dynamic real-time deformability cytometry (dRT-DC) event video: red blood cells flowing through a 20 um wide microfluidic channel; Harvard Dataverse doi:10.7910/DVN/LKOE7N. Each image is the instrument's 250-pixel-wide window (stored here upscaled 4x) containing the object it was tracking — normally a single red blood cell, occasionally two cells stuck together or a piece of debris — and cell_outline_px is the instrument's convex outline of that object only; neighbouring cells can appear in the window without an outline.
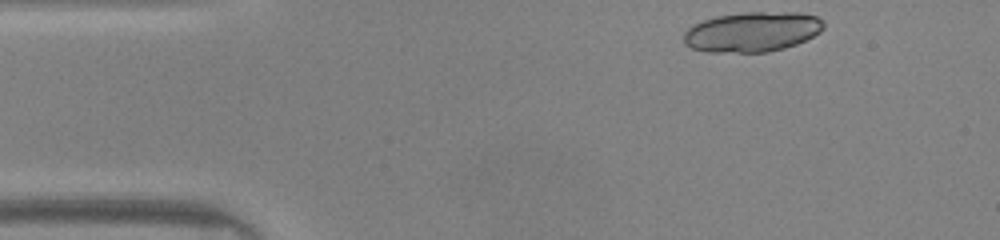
{"species": "common noctule bat (a hibernating species)", "species_latin": "Nyctalus noctula", "temperature_condition": "warm", "stored_images_in_passage": 34, "camera_frame_rate_fps": 3000, "um_per_image_px": 0.085, "animal": {"sex": "male", "body_mass_g": 20.0, "forearm_length_mm": 53.3}, "frame": {"image": 1, "passage_image": 1, "time_ms": 0.0, "image_size_px": [1000, 240], "cell_outline_px": [[824, 28], [820, 32], [796, 44], [784, 48], [768, 52], [708, 52], [692, 48], [684, 44], [684, 32], [688, 28], [704, 20], [716, 16], [744, 12], [800, 12], [816, 16], [824, 24]], "centroid_in_image_um": [63.94, 2.7], "position_along_channel_um": 21.1, "area_um2": 32.54}}